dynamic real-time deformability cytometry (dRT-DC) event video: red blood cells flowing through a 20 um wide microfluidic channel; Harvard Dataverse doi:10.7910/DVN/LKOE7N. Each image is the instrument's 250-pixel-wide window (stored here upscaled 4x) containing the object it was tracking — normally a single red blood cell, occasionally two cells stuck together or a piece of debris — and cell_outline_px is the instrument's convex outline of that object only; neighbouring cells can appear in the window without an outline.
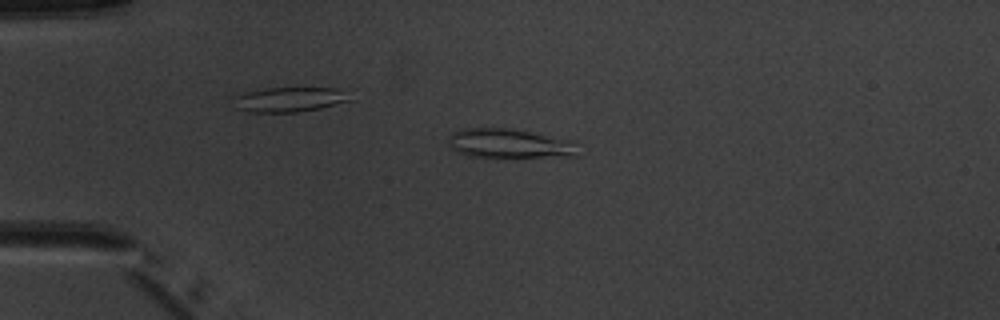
{"species": "common noctule bat (a hibernating species)", "species_latin": "Nyctalus noctula", "temperature_condition": "warm", "stored_images_in_passage": 5, "camera_frame_rate_fps": 3000, "um_per_image_px": 0.085, "animal": {"sex": "male", "body_mass_g": 20.1, "forearm_length_mm": 53.5}, "frame": {"image": 1, "passage_image": 5, "time_ms": 5.0, "image_size_px": [1000, 320], "cell_outline_px": [[576, 156], [468, 156], [456, 152], [448, 144], [448, 136], [452, 132], [460, 128], [512, 128], [572, 140], [576, 144]], "centroid_in_image_um": [43.23, 12.17], "position_along_channel_um": 41.8, "area_um2": 21.96}}